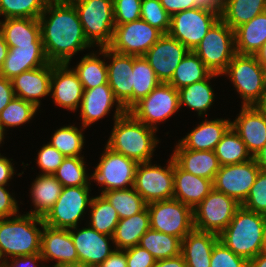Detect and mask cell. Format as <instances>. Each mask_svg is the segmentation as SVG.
<instances>
[{"instance_id": "5bb4252c", "label": "cell", "mask_w": 266, "mask_h": 267, "mask_svg": "<svg viewBox=\"0 0 266 267\" xmlns=\"http://www.w3.org/2000/svg\"><path fill=\"white\" fill-rule=\"evenodd\" d=\"M89 191L90 186L63 187L59 198L43 217L44 224L61 229L78 227L79 219L92 200Z\"/></svg>"}, {"instance_id": "4316f807", "label": "cell", "mask_w": 266, "mask_h": 267, "mask_svg": "<svg viewBox=\"0 0 266 267\" xmlns=\"http://www.w3.org/2000/svg\"><path fill=\"white\" fill-rule=\"evenodd\" d=\"M212 189V180L186 172L174 162V199L194 209Z\"/></svg>"}, {"instance_id": "9c48e42d", "label": "cell", "mask_w": 266, "mask_h": 267, "mask_svg": "<svg viewBox=\"0 0 266 267\" xmlns=\"http://www.w3.org/2000/svg\"><path fill=\"white\" fill-rule=\"evenodd\" d=\"M240 206L235 199L213 188L193 209L194 229L219 235Z\"/></svg>"}, {"instance_id": "7bdbcfd3", "label": "cell", "mask_w": 266, "mask_h": 267, "mask_svg": "<svg viewBox=\"0 0 266 267\" xmlns=\"http://www.w3.org/2000/svg\"><path fill=\"white\" fill-rule=\"evenodd\" d=\"M82 131L74 125L60 127L54 132L49 144L65 157H82L80 154L85 140Z\"/></svg>"}, {"instance_id": "d6a6232c", "label": "cell", "mask_w": 266, "mask_h": 267, "mask_svg": "<svg viewBox=\"0 0 266 267\" xmlns=\"http://www.w3.org/2000/svg\"><path fill=\"white\" fill-rule=\"evenodd\" d=\"M63 189V185L54 175L40 174L31 187V199L34 210L27 214L43 218L55 204Z\"/></svg>"}, {"instance_id": "2644e50d", "label": "cell", "mask_w": 266, "mask_h": 267, "mask_svg": "<svg viewBox=\"0 0 266 267\" xmlns=\"http://www.w3.org/2000/svg\"><path fill=\"white\" fill-rule=\"evenodd\" d=\"M4 134H5V132L0 127V145H1L2 141L4 142Z\"/></svg>"}, {"instance_id": "8c879c8a", "label": "cell", "mask_w": 266, "mask_h": 267, "mask_svg": "<svg viewBox=\"0 0 266 267\" xmlns=\"http://www.w3.org/2000/svg\"><path fill=\"white\" fill-rule=\"evenodd\" d=\"M262 252L266 253V229H265L264 246Z\"/></svg>"}, {"instance_id": "f5cc1de1", "label": "cell", "mask_w": 266, "mask_h": 267, "mask_svg": "<svg viewBox=\"0 0 266 267\" xmlns=\"http://www.w3.org/2000/svg\"><path fill=\"white\" fill-rule=\"evenodd\" d=\"M127 267H153L156 259L146 249L136 245L125 249Z\"/></svg>"}, {"instance_id": "9a60e30c", "label": "cell", "mask_w": 266, "mask_h": 267, "mask_svg": "<svg viewBox=\"0 0 266 267\" xmlns=\"http://www.w3.org/2000/svg\"><path fill=\"white\" fill-rule=\"evenodd\" d=\"M163 35L160 30L140 18L115 25L108 48L123 55L143 56Z\"/></svg>"}, {"instance_id": "f546056e", "label": "cell", "mask_w": 266, "mask_h": 267, "mask_svg": "<svg viewBox=\"0 0 266 267\" xmlns=\"http://www.w3.org/2000/svg\"><path fill=\"white\" fill-rule=\"evenodd\" d=\"M0 32L8 47L43 44L38 19L7 18L0 21Z\"/></svg>"}, {"instance_id": "5b68a950", "label": "cell", "mask_w": 266, "mask_h": 267, "mask_svg": "<svg viewBox=\"0 0 266 267\" xmlns=\"http://www.w3.org/2000/svg\"><path fill=\"white\" fill-rule=\"evenodd\" d=\"M76 8L88 42L108 47L113 38V0H70ZM95 44V45H94Z\"/></svg>"}, {"instance_id": "6f0895ef", "label": "cell", "mask_w": 266, "mask_h": 267, "mask_svg": "<svg viewBox=\"0 0 266 267\" xmlns=\"http://www.w3.org/2000/svg\"><path fill=\"white\" fill-rule=\"evenodd\" d=\"M14 97L12 81L0 75V113Z\"/></svg>"}, {"instance_id": "b9f144b4", "label": "cell", "mask_w": 266, "mask_h": 267, "mask_svg": "<svg viewBox=\"0 0 266 267\" xmlns=\"http://www.w3.org/2000/svg\"><path fill=\"white\" fill-rule=\"evenodd\" d=\"M160 81L144 56L133 55V105L146 97Z\"/></svg>"}, {"instance_id": "83f0119b", "label": "cell", "mask_w": 266, "mask_h": 267, "mask_svg": "<svg viewBox=\"0 0 266 267\" xmlns=\"http://www.w3.org/2000/svg\"><path fill=\"white\" fill-rule=\"evenodd\" d=\"M231 127V121L228 119H214L202 121L179 143L189 150L195 151H214L216 145L220 142L223 135Z\"/></svg>"}, {"instance_id": "f907efd6", "label": "cell", "mask_w": 266, "mask_h": 267, "mask_svg": "<svg viewBox=\"0 0 266 267\" xmlns=\"http://www.w3.org/2000/svg\"><path fill=\"white\" fill-rule=\"evenodd\" d=\"M142 0H113L115 25L125 24L140 19Z\"/></svg>"}, {"instance_id": "f1b7e54d", "label": "cell", "mask_w": 266, "mask_h": 267, "mask_svg": "<svg viewBox=\"0 0 266 267\" xmlns=\"http://www.w3.org/2000/svg\"><path fill=\"white\" fill-rule=\"evenodd\" d=\"M219 235L193 229L181 243V255L187 267H210L212 249Z\"/></svg>"}, {"instance_id": "c3c4849f", "label": "cell", "mask_w": 266, "mask_h": 267, "mask_svg": "<svg viewBox=\"0 0 266 267\" xmlns=\"http://www.w3.org/2000/svg\"><path fill=\"white\" fill-rule=\"evenodd\" d=\"M241 206L250 211L266 215V172L259 171L255 183Z\"/></svg>"}, {"instance_id": "91938a15", "label": "cell", "mask_w": 266, "mask_h": 267, "mask_svg": "<svg viewBox=\"0 0 266 267\" xmlns=\"http://www.w3.org/2000/svg\"><path fill=\"white\" fill-rule=\"evenodd\" d=\"M12 164L10 159H7V157H3L0 154V185H7V182L12 179V176L15 173Z\"/></svg>"}, {"instance_id": "ee69618b", "label": "cell", "mask_w": 266, "mask_h": 267, "mask_svg": "<svg viewBox=\"0 0 266 267\" xmlns=\"http://www.w3.org/2000/svg\"><path fill=\"white\" fill-rule=\"evenodd\" d=\"M84 157H66L56 172L55 178L63 187L90 186L91 175L86 174Z\"/></svg>"}, {"instance_id": "ba28073f", "label": "cell", "mask_w": 266, "mask_h": 267, "mask_svg": "<svg viewBox=\"0 0 266 267\" xmlns=\"http://www.w3.org/2000/svg\"><path fill=\"white\" fill-rule=\"evenodd\" d=\"M179 92L169 83L160 82L146 97L136 102L128 112L138 121L157 131V123L178 112Z\"/></svg>"}, {"instance_id": "003e7915", "label": "cell", "mask_w": 266, "mask_h": 267, "mask_svg": "<svg viewBox=\"0 0 266 267\" xmlns=\"http://www.w3.org/2000/svg\"><path fill=\"white\" fill-rule=\"evenodd\" d=\"M254 55L262 65H266V42Z\"/></svg>"}, {"instance_id": "ac0fdd59", "label": "cell", "mask_w": 266, "mask_h": 267, "mask_svg": "<svg viewBox=\"0 0 266 267\" xmlns=\"http://www.w3.org/2000/svg\"><path fill=\"white\" fill-rule=\"evenodd\" d=\"M189 50L178 40L164 34L143 55L160 82L168 83Z\"/></svg>"}, {"instance_id": "7402d4cb", "label": "cell", "mask_w": 266, "mask_h": 267, "mask_svg": "<svg viewBox=\"0 0 266 267\" xmlns=\"http://www.w3.org/2000/svg\"><path fill=\"white\" fill-rule=\"evenodd\" d=\"M83 92V85L69 64L52 63L50 95L55 104L73 112L81 105Z\"/></svg>"}, {"instance_id": "277c9868", "label": "cell", "mask_w": 266, "mask_h": 267, "mask_svg": "<svg viewBox=\"0 0 266 267\" xmlns=\"http://www.w3.org/2000/svg\"><path fill=\"white\" fill-rule=\"evenodd\" d=\"M43 226V218L30 214L0 219V261L41 253Z\"/></svg>"}, {"instance_id": "9f6ffc18", "label": "cell", "mask_w": 266, "mask_h": 267, "mask_svg": "<svg viewBox=\"0 0 266 267\" xmlns=\"http://www.w3.org/2000/svg\"><path fill=\"white\" fill-rule=\"evenodd\" d=\"M164 9L172 16L177 12L196 8L195 0H160Z\"/></svg>"}, {"instance_id": "6125c7cd", "label": "cell", "mask_w": 266, "mask_h": 267, "mask_svg": "<svg viewBox=\"0 0 266 267\" xmlns=\"http://www.w3.org/2000/svg\"><path fill=\"white\" fill-rule=\"evenodd\" d=\"M195 4L197 7L205 8L221 14L224 0H195Z\"/></svg>"}, {"instance_id": "74e56055", "label": "cell", "mask_w": 266, "mask_h": 267, "mask_svg": "<svg viewBox=\"0 0 266 267\" xmlns=\"http://www.w3.org/2000/svg\"><path fill=\"white\" fill-rule=\"evenodd\" d=\"M182 240L178 237L152 229L140 238L139 246L148 250L156 260L176 257L181 254Z\"/></svg>"}, {"instance_id": "484cf974", "label": "cell", "mask_w": 266, "mask_h": 267, "mask_svg": "<svg viewBox=\"0 0 266 267\" xmlns=\"http://www.w3.org/2000/svg\"><path fill=\"white\" fill-rule=\"evenodd\" d=\"M171 155L174 162L186 172L214 181L220 170L215 151H195L185 149L179 142Z\"/></svg>"}, {"instance_id": "680465c9", "label": "cell", "mask_w": 266, "mask_h": 267, "mask_svg": "<svg viewBox=\"0 0 266 267\" xmlns=\"http://www.w3.org/2000/svg\"><path fill=\"white\" fill-rule=\"evenodd\" d=\"M98 267H127L125 250H114Z\"/></svg>"}, {"instance_id": "ab89813d", "label": "cell", "mask_w": 266, "mask_h": 267, "mask_svg": "<svg viewBox=\"0 0 266 267\" xmlns=\"http://www.w3.org/2000/svg\"><path fill=\"white\" fill-rule=\"evenodd\" d=\"M96 54H86L76 67L72 68L82 83L84 90L108 84L106 62L99 59Z\"/></svg>"}, {"instance_id": "bcb514c9", "label": "cell", "mask_w": 266, "mask_h": 267, "mask_svg": "<svg viewBox=\"0 0 266 267\" xmlns=\"http://www.w3.org/2000/svg\"><path fill=\"white\" fill-rule=\"evenodd\" d=\"M49 0H0V16L38 19Z\"/></svg>"}, {"instance_id": "30bf717a", "label": "cell", "mask_w": 266, "mask_h": 267, "mask_svg": "<svg viewBox=\"0 0 266 267\" xmlns=\"http://www.w3.org/2000/svg\"><path fill=\"white\" fill-rule=\"evenodd\" d=\"M150 229L163 232L181 240L194 229L193 209L178 201L168 199L147 204Z\"/></svg>"}, {"instance_id": "836d02e7", "label": "cell", "mask_w": 266, "mask_h": 267, "mask_svg": "<svg viewBox=\"0 0 266 267\" xmlns=\"http://www.w3.org/2000/svg\"><path fill=\"white\" fill-rule=\"evenodd\" d=\"M266 11V0H224L220 18L232 29Z\"/></svg>"}, {"instance_id": "8fae6325", "label": "cell", "mask_w": 266, "mask_h": 267, "mask_svg": "<svg viewBox=\"0 0 266 267\" xmlns=\"http://www.w3.org/2000/svg\"><path fill=\"white\" fill-rule=\"evenodd\" d=\"M139 163L136 169L133 188L146 204L168 200L174 194V159L172 156L167 167Z\"/></svg>"}, {"instance_id": "11a10c76", "label": "cell", "mask_w": 266, "mask_h": 267, "mask_svg": "<svg viewBox=\"0 0 266 267\" xmlns=\"http://www.w3.org/2000/svg\"><path fill=\"white\" fill-rule=\"evenodd\" d=\"M12 261L8 262L9 260H5L2 262L3 267H38L37 263L43 261L41 253L39 254H31L25 255L20 257H13L11 258ZM46 267V266H41Z\"/></svg>"}, {"instance_id": "89a4df30", "label": "cell", "mask_w": 266, "mask_h": 267, "mask_svg": "<svg viewBox=\"0 0 266 267\" xmlns=\"http://www.w3.org/2000/svg\"><path fill=\"white\" fill-rule=\"evenodd\" d=\"M262 71H263V84L266 91V65H262Z\"/></svg>"}, {"instance_id": "a7ac6f4b", "label": "cell", "mask_w": 266, "mask_h": 267, "mask_svg": "<svg viewBox=\"0 0 266 267\" xmlns=\"http://www.w3.org/2000/svg\"><path fill=\"white\" fill-rule=\"evenodd\" d=\"M255 107L266 117V92Z\"/></svg>"}, {"instance_id": "d6986e66", "label": "cell", "mask_w": 266, "mask_h": 267, "mask_svg": "<svg viewBox=\"0 0 266 267\" xmlns=\"http://www.w3.org/2000/svg\"><path fill=\"white\" fill-rule=\"evenodd\" d=\"M87 227L79 230L78 227L69 229L79 258V267H98L115 250V247L110 249L109 245L110 240L113 243V238L90 226Z\"/></svg>"}, {"instance_id": "f35d334b", "label": "cell", "mask_w": 266, "mask_h": 267, "mask_svg": "<svg viewBox=\"0 0 266 267\" xmlns=\"http://www.w3.org/2000/svg\"><path fill=\"white\" fill-rule=\"evenodd\" d=\"M89 226L101 234L113 236L115 228L119 222V216L116 209L103 196L92 197L90 206Z\"/></svg>"}, {"instance_id": "be15d7a7", "label": "cell", "mask_w": 266, "mask_h": 267, "mask_svg": "<svg viewBox=\"0 0 266 267\" xmlns=\"http://www.w3.org/2000/svg\"><path fill=\"white\" fill-rule=\"evenodd\" d=\"M253 158L255 159L260 171L266 172V144Z\"/></svg>"}, {"instance_id": "8d00e7d4", "label": "cell", "mask_w": 266, "mask_h": 267, "mask_svg": "<svg viewBox=\"0 0 266 267\" xmlns=\"http://www.w3.org/2000/svg\"><path fill=\"white\" fill-rule=\"evenodd\" d=\"M221 166L247 162L253 159L239 134L230 127L215 148Z\"/></svg>"}, {"instance_id": "f6af8a7d", "label": "cell", "mask_w": 266, "mask_h": 267, "mask_svg": "<svg viewBox=\"0 0 266 267\" xmlns=\"http://www.w3.org/2000/svg\"><path fill=\"white\" fill-rule=\"evenodd\" d=\"M37 110L33 103L15 96L0 113V127L5 132L7 127H16L29 122Z\"/></svg>"}, {"instance_id": "4dcf8cb0", "label": "cell", "mask_w": 266, "mask_h": 267, "mask_svg": "<svg viewBox=\"0 0 266 267\" xmlns=\"http://www.w3.org/2000/svg\"><path fill=\"white\" fill-rule=\"evenodd\" d=\"M150 229V215L147 206L129 218L120 219L114 234L116 250H125L139 244L140 238Z\"/></svg>"}, {"instance_id": "2e32d148", "label": "cell", "mask_w": 266, "mask_h": 267, "mask_svg": "<svg viewBox=\"0 0 266 267\" xmlns=\"http://www.w3.org/2000/svg\"><path fill=\"white\" fill-rule=\"evenodd\" d=\"M259 171L254 158L244 163L221 166L213 181V188L241 205L255 183Z\"/></svg>"}, {"instance_id": "816d5d0a", "label": "cell", "mask_w": 266, "mask_h": 267, "mask_svg": "<svg viewBox=\"0 0 266 267\" xmlns=\"http://www.w3.org/2000/svg\"><path fill=\"white\" fill-rule=\"evenodd\" d=\"M66 157L51 144L47 143L38 152L37 164L42 174L53 175Z\"/></svg>"}, {"instance_id": "603a6c76", "label": "cell", "mask_w": 266, "mask_h": 267, "mask_svg": "<svg viewBox=\"0 0 266 267\" xmlns=\"http://www.w3.org/2000/svg\"><path fill=\"white\" fill-rule=\"evenodd\" d=\"M231 127L253 157L266 144V117L255 106H242Z\"/></svg>"}, {"instance_id": "db71d44e", "label": "cell", "mask_w": 266, "mask_h": 267, "mask_svg": "<svg viewBox=\"0 0 266 267\" xmlns=\"http://www.w3.org/2000/svg\"><path fill=\"white\" fill-rule=\"evenodd\" d=\"M5 186L0 185V219L16 216L19 212L17 201Z\"/></svg>"}, {"instance_id": "e0dca14e", "label": "cell", "mask_w": 266, "mask_h": 267, "mask_svg": "<svg viewBox=\"0 0 266 267\" xmlns=\"http://www.w3.org/2000/svg\"><path fill=\"white\" fill-rule=\"evenodd\" d=\"M99 54L110 59L107 64L108 84L115 98L128 111L133 106V55H123L108 47L99 48Z\"/></svg>"}, {"instance_id": "3957f363", "label": "cell", "mask_w": 266, "mask_h": 267, "mask_svg": "<svg viewBox=\"0 0 266 267\" xmlns=\"http://www.w3.org/2000/svg\"><path fill=\"white\" fill-rule=\"evenodd\" d=\"M265 229L266 215L240 206L219 234V240L236 255L249 261L262 252Z\"/></svg>"}, {"instance_id": "44dd1931", "label": "cell", "mask_w": 266, "mask_h": 267, "mask_svg": "<svg viewBox=\"0 0 266 267\" xmlns=\"http://www.w3.org/2000/svg\"><path fill=\"white\" fill-rule=\"evenodd\" d=\"M116 101L114 121L124 115L127 110L115 98L109 84L84 90L80 105L82 128L85 129L94 122L106 116Z\"/></svg>"}, {"instance_id": "94428289", "label": "cell", "mask_w": 266, "mask_h": 267, "mask_svg": "<svg viewBox=\"0 0 266 267\" xmlns=\"http://www.w3.org/2000/svg\"><path fill=\"white\" fill-rule=\"evenodd\" d=\"M153 267H187L183 256L180 254L176 257L156 260Z\"/></svg>"}, {"instance_id": "d590c367", "label": "cell", "mask_w": 266, "mask_h": 267, "mask_svg": "<svg viewBox=\"0 0 266 267\" xmlns=\"http://www.w3.org/2000/svg\"><path fill=\"white\" fill-rule=\"evenodd\" d=\"M211 73L198 55L189 50L168 83L179 90L182 87L206 79Z\"/></svg>"}, {"instance_id": "7c38bea8", "label": "cell", "mask_w": 266, "mask_h": 267, "mask_svg": "<svg viewBox=\"0 0 266 267\" xmlns=\"http://www.w3.org/2000/svg\"><path fill=\"white\" fill-rule=\"evenodd\" d=\"M138 164L135 160L105 146L91 180L101 186V195L109 190L132 188Z\"/></svg>"}, {"instance_id": "8992f818", "label": "cell", "mask_w": 266, "mask_h": 267, "mask_svg": "<svg viewBox=\"0 0 266 267\" xmlns=\"http://www.w3.org/2000/svg\"><path fill=\"white\" fill-rule=\"evenodd\" d=\"M193 51L212 73L221 76L236 54L234 30L219 18Z\"/></svg>"}, {"instance_id": "60d3db41", "label": "cell", "mask_w": 266, "mask_h": 267, "mask_svg": "<svg viewBox=\"0 0 266 267\" xmlns=\"http://www.w3.org/2000/svg\"><path fill=\"white\" fill-rule=\"evenodd\" d=\"M116 209L119 219L129 218L141 212L147 204L132 187L129 189L109 190L102 194Z\"/></svg>"}, {"instance_id": "681fc988", "label": "cell", "mask_w": 266, "mask_h": 267, "mask_svg": "<svg viewBox=\"0 0 266 267\" xmlns=\"http://www.w3.org/2000/svg\"><path fill=\"white\" fill-rule=\"evenodd\" d=\"M210 267H249V261L236 255L219 240L212 249Z\"/></svg>"}, {"instance_id": "03108f58", "label": "cell", "mask_w": 266, "mask_h": 267, "mask_svg": "<svg viewBox=\"0 0 266 267\" xmlns=\"http://www.w3.org/2000/svg\"><path fill=\"white\" fill-rule=\"evenodd\" d=\"M9 51L8 45L5 43L4 37L0 32V68L3 65V62L5 61V58L7 57Z\"/></svg>"}, {"instance_id": "7dc6e473", "label": "cell", "mask_w": 266, "mask_h": 267, "mask_svg": "<svg viewBox=\"0 0 266 267\" xmlns=\"http://www.w3.org/2000/svg\"><path fill=\"white\" fill-rule=\"evenodd\" d=\"M140 18L163 34L169 31L171 15L164 9L160 0H142Z\"/></svg>"}, {"instance_id": "e7e4bbea", "label": "cell", "mask_w": 266, "mask_h": 267, "mask_svg": "<svg viewBox=\"0 0 266 267\" xmlns=\"http://www.w3.org/2000/svg\"><path fill=\"white\" fill-rule=\"evenodd\" d=\"M249 267H266V253L261 252L253 259H250Z\"/></svg>"}, {"instance_id": "7a4b0ae2", "label": "cell", "mask_w": 266, "mask_h": 267, "mask_svg": "<svg viewBox=\"0 0 266 267\" xmlns=\"http://www.w3.org/2000/svg\"><path fill=\"white\" fill-rule=\"evenodd\" d=\"M155 132V129L136 120L127 111L114 121L106 146L138 163L150 162L159 143Z\"/></svg>"}, {"instance_id": "52a82bcc", "label": "cell", "mask_w": 266, "mask_h": 267, "mask_svg": "<svg viewBox=\"0 0 266 267\" xmlns=\"http://www.w3.org/2000/svg\"><path fill=\"white\" fill-rule=\"evenodd\" d=\"M221 75H227L242 97V106H256L266 92L262 64L255 55L236 53Z\"/></svg>"}, {"instance_id": "6da1fadb", "label": "cell", "mask_w": 266, "mask_h": 267, "mask_svg": "<svg viewBox=\"0 0 266 267\" xmlns=\"http://www.w3.org/2000/svg\"><path fill=\"white\" fill-rule=\"evenodd\" d=\"M38 20L50 63L70 64L77 52L93 47L85 37L78 12L70 0H49Z\"/></svg>"}, {"instance_id": "1f68e13d", "label": "cell", "mask_w": 266, "mask_h": 267, "mask_svg": "<svg viewBox=\"0 0 266 267\" xmlns=\"http://www.w3.org/2000/svg\"><path fill=\"white\" fill-rule=\"evenodd\" d=\"M238 54L254 55L266 42V11L234 29Z\"/></svg>"}, {"instance_id": "e575fe53", "label": "cell", "mask_w": 266, "mask_h": 267, "mask_svg": "<svg viewBox=\"0 0 266 267\" xmlns=\"http://www.w3.org/2000/svg\"><path fill=\"white\" fill-rule=\"evenodd\" d=\"M215 76H219V74L211 73L202 81L180 88L178 90L180 108L185 104L192 110L197 111L198 116L207 115L206 111L213 105L215 97L209 81Z\"/></svg>"}, {"instance_id": "ffe728a7", "label": "cell", "mask_w": 266, "mask_h": 267, "mask_svg": "<svg viewBox=\"0 0 266 267\" xmlns=\"http://www.w3.org/2000/svg\"><path fill=\"white\" fill-rule=\"evenodd\" d=\"M43 261L56 260L52 267H79V258L69 229L43 226L41 240Z\"/></svg>"}, {"instance_id": "d4e9b609", "label": "cell", "mask_w": 266, "mask_h": 267, "mask_svg": "<svg viewBox=\"0 0 266 267\" xmlns=\"http://www.w3.org/2000/svg\"><path fill=\"white\" fill-rule=\"evenodd\" d=\"M43 44L9 47L0 75L12 80L22 72L49 64Z\"/></svg>"}, {"instance_id": "cb8c5ba5", "label": "cell", "mask_w": 266, "mask_h": 267, "mask_svg": "<svg viewBox=\"0 0 266 267\" xmlns=\"http://www.w3.org/2000/svg\"><path fill=\"white\" fill-rule=\"evenodd\" d=\"M52 63L22 72L12 81L16 97L40 106V98L50 94Z\"/></svg>"}, {"instance_id": "4fadbf2b", "label": "cell", "mask_w": 266, "mask_h": 267, "mask_svg": "<svg viewBox=\"0 0 266 267\" xmlns=\"http://www.w3.org/2000/svg\"><path fill=\"white\" fill-rule=\"evenodd\" d=\"M219 18V13L200 7L177 12L171 16L167 34L193 51Z\"/></svg>"}]
</instances>
